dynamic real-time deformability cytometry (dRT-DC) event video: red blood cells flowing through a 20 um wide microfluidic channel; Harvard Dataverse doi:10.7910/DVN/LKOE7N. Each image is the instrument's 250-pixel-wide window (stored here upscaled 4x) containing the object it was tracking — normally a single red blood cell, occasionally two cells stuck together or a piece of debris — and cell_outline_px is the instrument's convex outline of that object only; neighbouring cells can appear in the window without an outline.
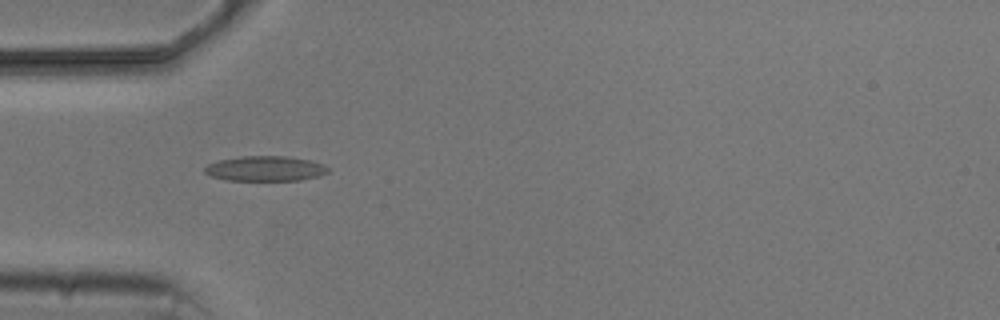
{"species": "common noctule bat (a hibernating species)", "species_latin": "Nyctalus noctula", "temperature_condition": "cold", "stored_images_in_passage": 5, "camera_frame_rate_fps": 3000, "um_per_image_px": 0.085, "animal": {"sex": "male", "body_mass_g": 20.5, "forearm_length_mm": 52.5}, "frame": {"image": 1, "passage_image": 1, "time_ms": 0.0, "image_size_px": [1000, 320], "cell_outline_px": [[328, 172], [320, 176], [300, 180], [224, 180], [212, 176], [204, 172], [204, 168], [208, 164], [220, 160], [240, 156], [288, 156], [308, 160], [324, 164], [328, 168]], "centroid_in_image_um": [22.55, 14.33], "position_along_channel_um": 62.4, "area_um2": 17.98}}
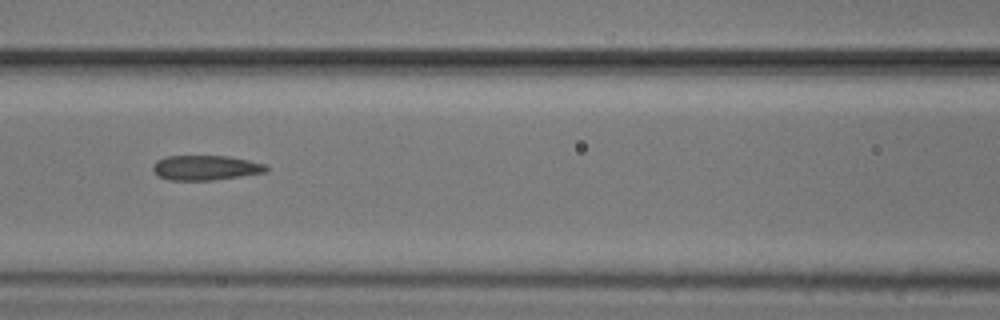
{"frame": {"image": 2, "passage_image": 3, "time_ms": 2.333, "image_size_px": [1000, 320], "cell_outline_px": [[268, 172], [212, 180], [168, 180], [156, 176], [152, 168], [152, 164], [156, 160], [168, 156], [228, 156], [248, 160], [264, 164], [268, 168]], "centroid_in_image_um": [17.43, 14.26], "position_along_channel_um": 149.2, "area_um2": 16.47}}
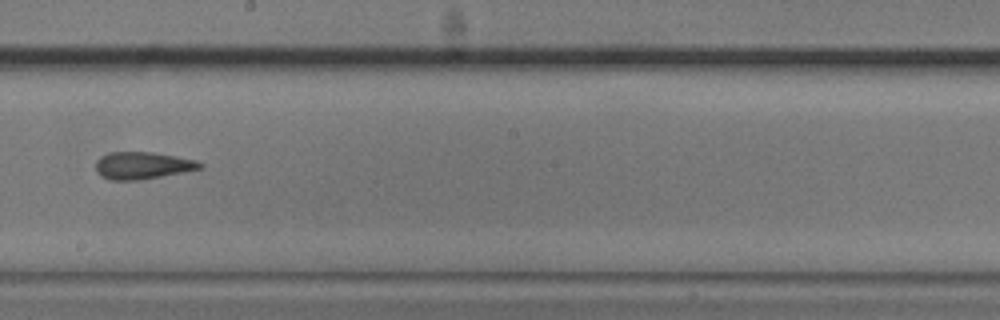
{"frame": {"image": 3, "passage_image": 5, "time_ms": 4.667, "image_size_px": [1000, 320], "cell_outline_px": [[204, 168], [140, 180], [108, 180], [100, 176], [96, 172], [96, 160], [100, 156], [108, 152], [152, 152], [176, 156], [196, 160], [204, 164]], "centroid_in_image_um": [12.09, 14.07], "position_along_channel_um": 236.1, "area_um2": 16.7}}